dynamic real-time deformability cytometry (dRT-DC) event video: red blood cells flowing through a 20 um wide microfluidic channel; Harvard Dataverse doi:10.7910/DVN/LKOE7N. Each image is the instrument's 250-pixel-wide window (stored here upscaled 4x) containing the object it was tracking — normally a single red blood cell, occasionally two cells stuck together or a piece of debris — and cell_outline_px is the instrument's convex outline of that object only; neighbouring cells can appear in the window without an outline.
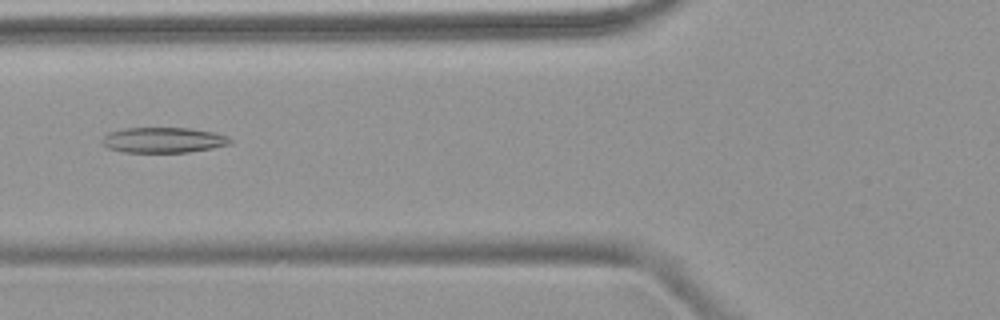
{"species": "common noctule bat (a hibernating species)", "species_latin": "Nyctalus noctula", "temperature_condition": "warm", "stored_images_in_passage": 3, "camera_frame_rate_fps": 3000, "um_per_image_px": 0.085, "animal": {"sex": "female", "body_mass_g": 18.4}, "frame": {"image": 1, "passage_image": 3, "time_ms": 2.333, "image_size_px": [1000, 320], "cell_outline_px": [[232, 144], [212, 148], [188, 152], [124, 152], [108, 148], [100, 144], [100, 140], [108, 132], [124, 128], [188, 128], [216, 132], [228, 136], [232, 140]], "centroid_in_image_um": [13.88, 11.9], "position_along_channel_um": 111.9, "area_um2": 19.19}}